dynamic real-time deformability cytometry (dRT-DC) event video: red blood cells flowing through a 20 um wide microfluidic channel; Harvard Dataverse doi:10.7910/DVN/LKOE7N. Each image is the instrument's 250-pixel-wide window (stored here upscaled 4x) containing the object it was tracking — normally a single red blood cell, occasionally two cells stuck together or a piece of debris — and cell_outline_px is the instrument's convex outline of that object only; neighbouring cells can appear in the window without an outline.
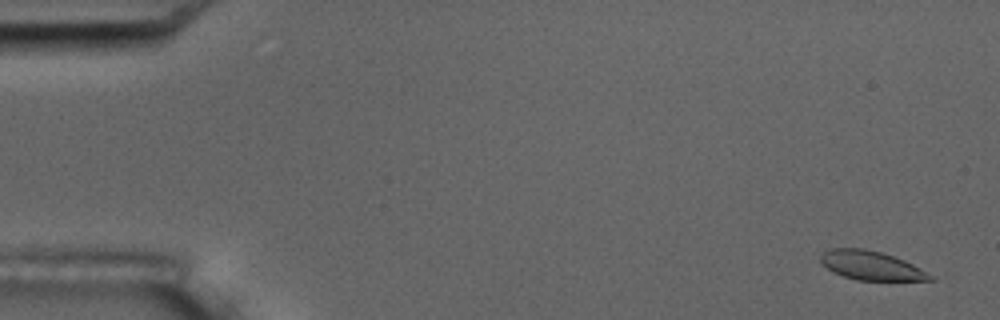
{"species": "common noctule bat (a hibernating species)", "species_latin": "Nyctalus noctula", "temperature_condition": "room temperature", "stored_images_in_passage": 6, "camera_frame_rate_fps": 3000, "um_per_image_px": 0.085, "animal": {"sex": "male", "body_mass_g": 17.5, "forearm_length_mm": 52.3}, "frame": {"image": 1, "passage_image": 1, "time_ms": 0.0, "image_size_px": [1000, 320], "cell_outline_px": [[936, 280], [856, 280], [832, 272], [820, 260], [820, 256], [824, 252], [832, 248], [864, 248], [880, 252], [904, 260], [912, 264], [932, 276]], "centroid_in_image_um": [74.02, 22.57], "position_along_channel_um": 11.0, "area_um2": 18.15}}
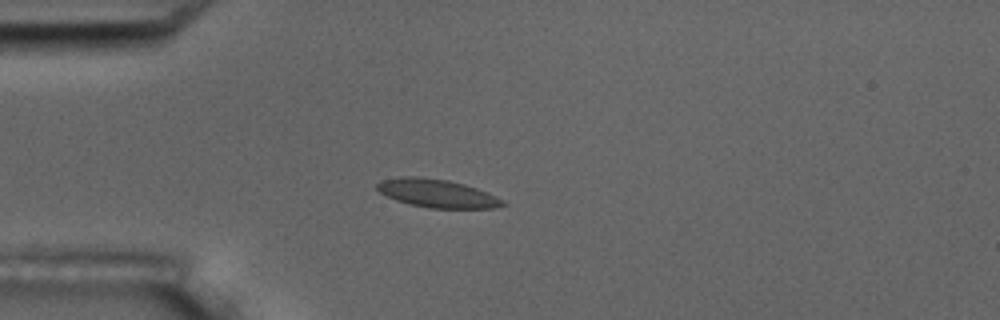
{"frame": {"image": 2, "passage_image": 4, "time_ms": 4.333, "image_size_px": [1000, 320], "cell_outline_px": [[508, 204], [492, 208], [432, 208], [408, 204], [396, 200], [380, 192], [376, 188], [376, 184], [380, 180], [404, 176], [416, 176], [448, 180], [464, 184], [488, 192], [504, 200]], "centroid_in_image_um": [37.16, 16.43], "position_along_channel_um": 47.8, "area_um2": 20.69}}